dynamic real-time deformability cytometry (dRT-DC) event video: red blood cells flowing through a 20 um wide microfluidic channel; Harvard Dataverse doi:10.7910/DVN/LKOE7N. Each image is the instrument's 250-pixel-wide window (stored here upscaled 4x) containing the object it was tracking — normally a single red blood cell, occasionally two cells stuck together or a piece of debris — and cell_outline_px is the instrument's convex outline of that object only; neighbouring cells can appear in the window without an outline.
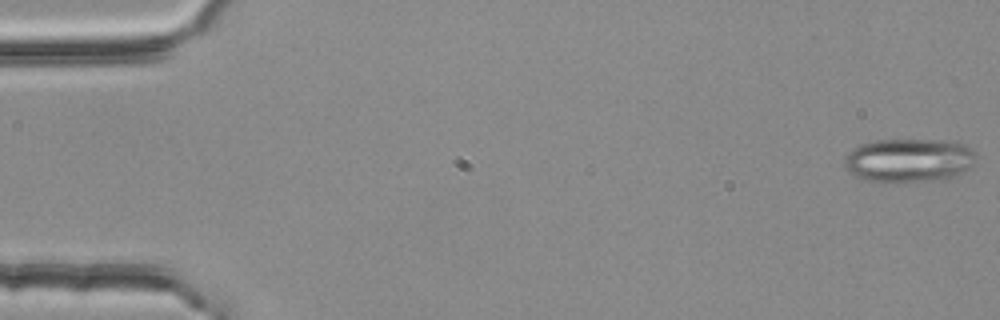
{"species": "common noctule bat (a hibernating species)", "species_latin": "Nyctalus noctula", "temperature_condition": "room temperature", "stored_images_in_passage": 4, "camera_frame_rate_fps": 3000, "um_per_image_px": 0.085, "animal": {"sex": "female", "body_mass_g": 25.1}, "frame": {"image": 1, "passage_image": 1, "time_ms": 0.0, "image_size_px": [1000, 320], "cell_outline_px": [[976, 160], [964, 172], [944, 180], [884, 184], [864, 180], [856, 176], [844, 164], [844, 156], [848, 152], [860, 144], [876, 140], [952, 140], [964, 144], [976, 152]], "centroid_in_image_um": [77.27, 13.65], "position_along_channel_um": 7.7, "area_um2": 34.33}}